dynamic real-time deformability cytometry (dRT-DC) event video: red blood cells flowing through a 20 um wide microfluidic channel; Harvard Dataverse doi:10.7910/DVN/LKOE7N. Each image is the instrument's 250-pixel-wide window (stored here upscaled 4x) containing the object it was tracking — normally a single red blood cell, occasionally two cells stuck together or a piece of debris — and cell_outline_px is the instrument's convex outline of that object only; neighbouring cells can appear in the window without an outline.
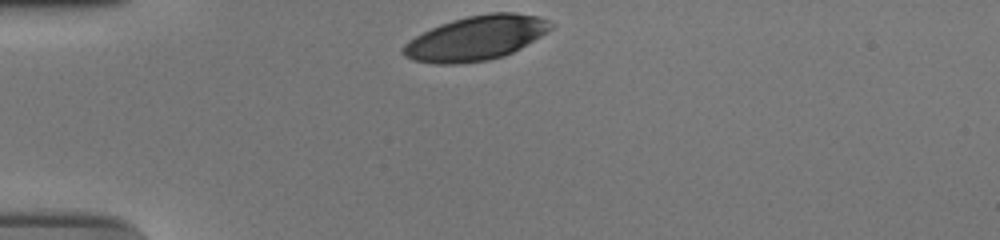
{"species": "human", "species_latin": "Homo sapiens", "temperature_condition": "cold", "stored_images_in_passage": 32, "camera_frame_rate_fps": 3000, "um_per_image_px": 0.085, "donor": {"sex": "male"}, "frame": {"image": 1, "passage_image": 1, "time_ms": 0.0, "image_size_px": [1000, 240], "cell_outline_px": [[556, 24], [552, 28], [540, 36], [520, 48], [504, 56], [488, 60], [460, 64], [436, 64], [412, 60], [404, 56], [400, 52], [400, 48], [404, 44], [416, 36], [440, 24], [452, 20], [468, 16], [492, 12], [512, 12], [536, 16], [548, 20]], "centroid_in_image_um": [40.44, 3.25], "position_along_channel_um": 44.6, "area_um2": 38.21}}
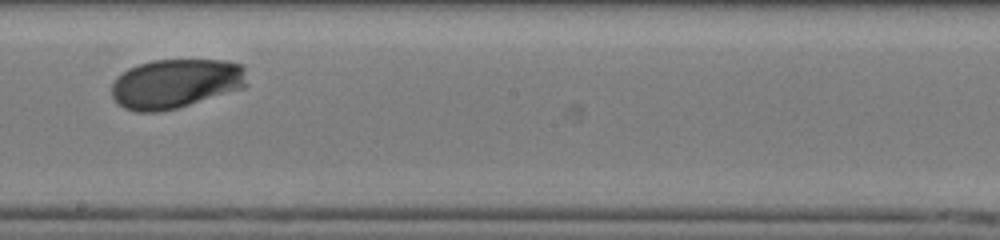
{"frame": {"image": 2, "passage_image": 19, "time_ms": 6.0, "image_size_px": [1000, 240], "cell_outline_px": [[248, 84], [244, 88], [176, 108], [160, 112], [136, 112], [124, 108], [116, 104], [112, 96], [112, 84], [116, 76], [128, 68], [152, 60], [224, 60], [244, 64]], "centroid_in_image_um": [14.93, 7.1], "position_along_channel_um": 233.3, "area_um2": 39.36}}
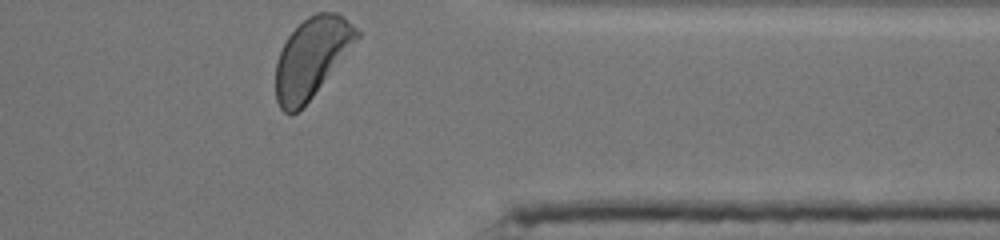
{"frame": {"image": 3, "passage_image": 32, "time_ms": 10.333, "image_size_px": [1000, 240], "cell_outline_px": [[360, 36], [312, 96], [292, 116], [284, 112], [280, 108], [276, 100], [276, 60], [288, 36], [308, 16], [316, 12], [336, 12], [352, 24], [360, 32]], "centroid_in_image_um": [26.46, 4.89], "position_along_channel_um": 384.9, "area_um2": 36.82}, "authors_computed_cell_mechanics": {"area_um2": 38.8705, "velocity_mm_per_s": 3.6781, "shape_relaxation_time_tau1_ms": 2.2038, "shape_relaxation_time_tau2_ms": null, "deformation_change_tau1": 0.1098, "deformation_change_tau2": null}}